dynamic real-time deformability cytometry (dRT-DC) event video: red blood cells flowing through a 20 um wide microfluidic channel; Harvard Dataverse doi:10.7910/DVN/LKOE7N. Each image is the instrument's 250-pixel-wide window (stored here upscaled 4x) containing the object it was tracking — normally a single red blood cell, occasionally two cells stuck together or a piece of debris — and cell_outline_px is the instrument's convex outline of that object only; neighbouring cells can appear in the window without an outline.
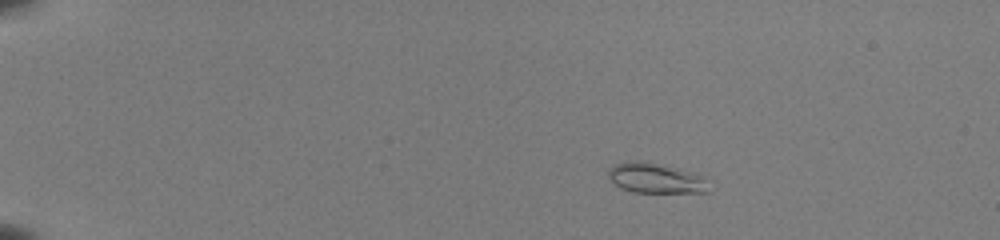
{"species": "common noctule bat (a hibernating species)", "species_latin": "Nyctalus noctula", "temperature_condition": "room temperature", "stored_images_in_passage": 54, "camera_frame_rate_fps": 3000, "um_per_image_px": 0.085, "animal": {"sex": "female", "body_mass_g": 22.0, "forearm_length_mm": 56.7}, "frame": {"image": 1, "passage_image": 11, "time_ms": 3.333, "image_size_px": [1000, 240], "cell_outline_px": [[708, 192], [632, 192], [620, 188], [608, 176], [608, 168], [616, 164], [632, 160], [644, 160], [680, 168], [696, 172], [704, 180]], "centroid_in_image_um": [55.68, 15.11], "position_along_channel_um": 29.3, "area_um2": 17.63}}
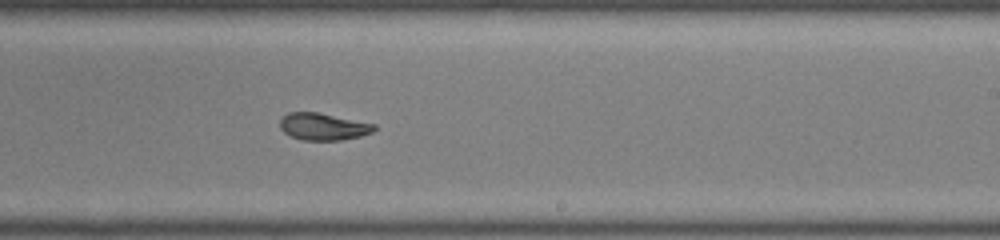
{"frame": {"image": 2, "passage_image": 36, "time_ms": 11.667, "image_size_px": [1000, 240], "cell_outline_px": [[376, 128], [372, 132], [360, 136], [340, 140], [304, 140], [292, 136], [284, 132], [280, 128], [280, 120], [288, 112], [316, 112], [376, 124]], "centroid_in_image_um": [27.47, 10.76], "position_along_channel_um": 261.5, "area_um2": 14.68}}
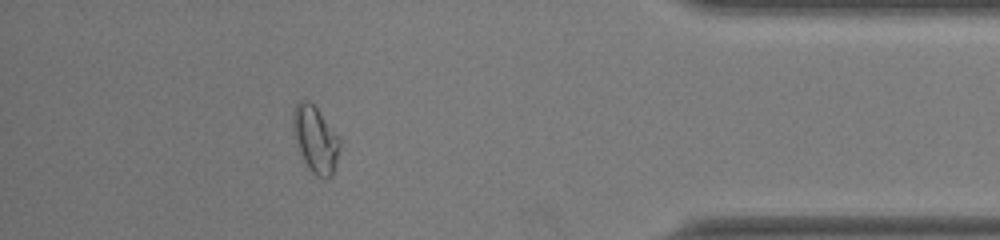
{"frame": {"image": 3, "passage_image": 49, "time_ms": 16.0, "image_size_px": [1000, 240], "cell_outline_px": [[340, 148], [332, 176], [316, 176], [308, 168], [300, 152], [292, 128], [292, 112], [296, 104], [300, 100], [308, 100], [316, 108], [340, 140]], "centroid_in_image_um": [26.78, 11.83], "position_along_channel_um": 408.4, "area_um2": 17.63}, "authors_computed_cell_mechanics": {"area_um2": 16.0684, "velocity_mm_per_s": 4.0185, "shape_relaxation_time_tau1_ms": null, "shape_relaxation_time_tau2_ms": 1.2996, "deformation_change_tau1": null, "deformation_change_tau2": 0.0394}}